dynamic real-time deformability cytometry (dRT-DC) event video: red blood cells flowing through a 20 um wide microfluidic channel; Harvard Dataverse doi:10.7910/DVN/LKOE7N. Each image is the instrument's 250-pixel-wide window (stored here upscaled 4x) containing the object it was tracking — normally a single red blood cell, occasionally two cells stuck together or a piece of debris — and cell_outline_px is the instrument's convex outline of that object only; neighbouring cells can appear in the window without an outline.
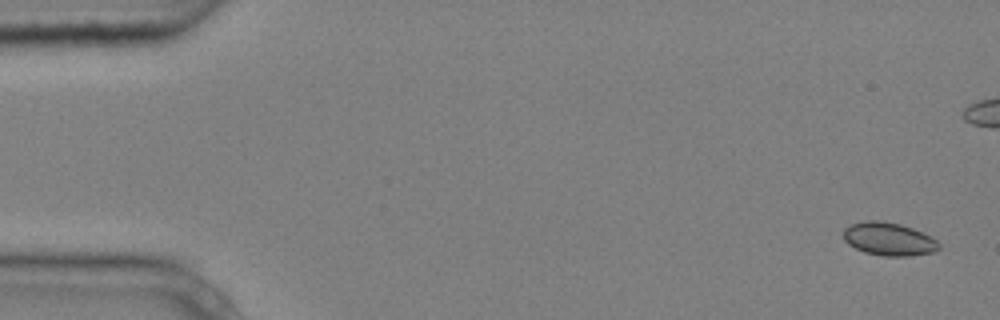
{"species": "common noctule bat (a hibernating species)", "species_latin": "Nyctalus noctula", "temperature_condition": "cold", "stored_images_in_passage": 6, "camera_frame_rate_fps": 3000, "um_per_image_px": 0.085, "animal": {"sex": "male", "body_mass_g": 20.4}, "frame": {"image": 1, "passage_image": 1, "time_ms": 0.0, "image_size_px": [1000, 320], "cell_outline_px": [[940, 248], [936, 252], [908, 256], [884, 256], [864, 252], [848, 244], [844, 240], [844, 228], [852, 224], [868, 220], [880, 220], [900, 224], [912, 228], [936, 240], [940, 244]], "centroid_in_image_um": [75.55, 20.32], "position_along_channel_um": 9.5, "area_um2": 18.32}}
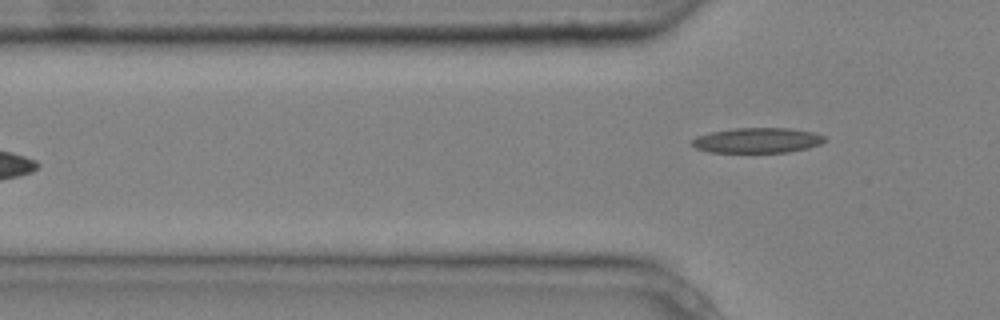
{"frame": {"image": 2, "passage_image": 6, "time_ms": 1.667, "image_size_px": [1000, 320], "cell_outline_px": [[828, 140], [820, 144], [808, 148], [788, 152], [708, 152], [696, 148], [692, 144], [692, 140], [696, 136], [712, 132], [736, 128], [788, 128], [812, 132], [824, 136]], "centroid_in_image_um": [64.39, 11.93], "position_along_channel_um": 61.4, "area_um2": 19.36}}